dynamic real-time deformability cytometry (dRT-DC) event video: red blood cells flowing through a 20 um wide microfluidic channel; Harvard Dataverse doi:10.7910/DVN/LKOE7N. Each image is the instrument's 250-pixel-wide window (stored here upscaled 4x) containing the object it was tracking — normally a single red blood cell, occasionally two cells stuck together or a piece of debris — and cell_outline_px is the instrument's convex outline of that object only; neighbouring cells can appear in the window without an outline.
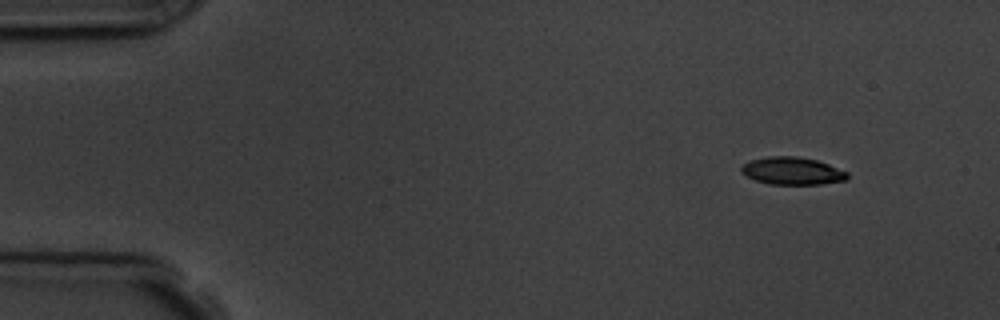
{"species": "common noctule bat (a hibernating species)", "species_latin": "Nyctalus noctula", "temperature_condition": "room temperature", "stored_images_in_passage": 3, "camera_frame_rate_fps": 3000, "um_per_image_px": 0.085, "animal": {"sex": "male", "body_mass_g": 19.5, "forearm_length_mm": 54.6}, "frame": {"image": 1, "passage_image": 1, "time_ms": 0.0, "image_size_px": [1000, 320], "cell_outline_px": [[848, 180], [820, 184], [768, 184], [756, 180], [740, 172], [740, 168], [744, 164], [752, 160], [768, 156], [796, 156], [816, 160], [828, 164], [848, 172]], "centroid_in_image_um": [67.36, 14.53], "position_along_channel_um": 17.6, "area_um2": 16.94}}